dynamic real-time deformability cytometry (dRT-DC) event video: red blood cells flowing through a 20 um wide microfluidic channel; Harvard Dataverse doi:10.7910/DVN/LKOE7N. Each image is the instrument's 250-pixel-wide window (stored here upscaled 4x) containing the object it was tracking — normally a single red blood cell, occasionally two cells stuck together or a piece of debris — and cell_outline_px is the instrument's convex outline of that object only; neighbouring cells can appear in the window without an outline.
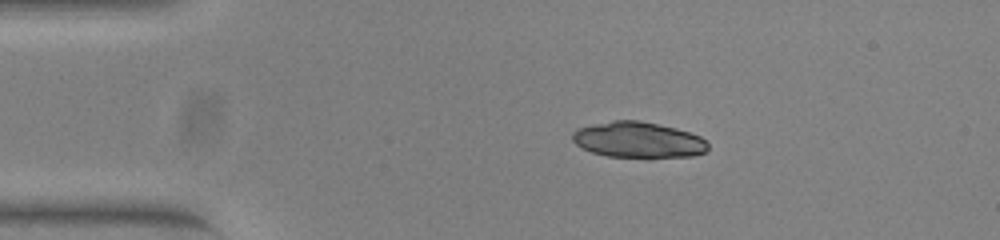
{"species": "common noctule bat (a hibernating species)", "species_latin": "Nyctalus noctula", "temperature_condition": "warm", "stored_images_in_passage": 43, "camera_frame_rate_fps": 3000, "um_per_image_px": 0.085, "animal": {"sex": "female", "body_mass_g": 23.0, "forearm_length_mm": 53.4}, "frame": {"image": 1, "passage_image": 1, "time_ms": 0.0, "image_size_px": [1000, 240], "cell_outline_px": [[708, 148], [704, 152], [692, 156], [608, 156], [592, 152], [576, 144], [572, 140], [572, 132], [576, 128], [612, 120], [640, 120], [676, 128], [700, 136], [708, 144]], "centroid_in_image_um": [54.21, 11.86], "position_along_channel_um": 30.8, "area_um2": 27.86}}
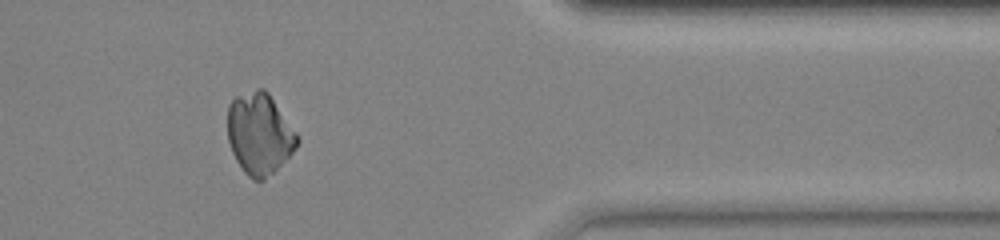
{"frame": {"image": 2, "passage_image": 34, "time_ms": 11.0, "image_size_px": [1000, 240], "cell_outline_px": [[300, 140], [296, 148], [264, 180], [252, 180], [244, 172], [236, 160], [232, 152], [228, 140], [228, 104], [236, 96], [256, 88], [264, 88], [268, 92], [296, 132]], "centroid_in_image_um": [22.04, 11.35], "position_along_channel_um": 389.4, "area_um2": 32.83}}
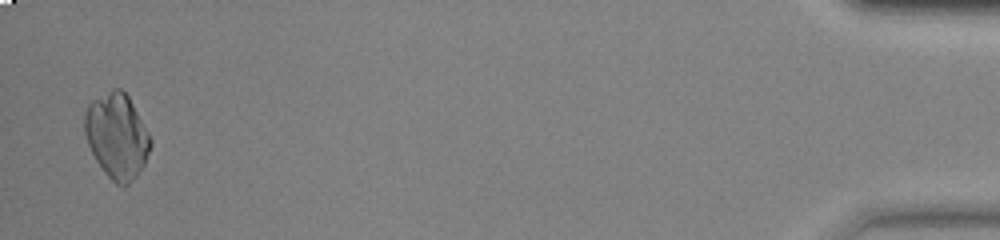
{"frame": {"image": 3, "passage_image": 42, "time_ms": 13.667, "image_size_px": [1000, 240], "cell_outline_px": [[152, 144], [144, 164], [136, 176], [124, 188], [116, 184], [104, 172], [96, 160], [88, 144], [84, 132], [84, 116], [88, 104], [92, 100], [112, 88], [120, 88], [128, 96], [152, 140]], "centroid_in_image_um": [9.92, 11.56], "position_along_channel_um": 425.3, "area_um2": 32.48}}